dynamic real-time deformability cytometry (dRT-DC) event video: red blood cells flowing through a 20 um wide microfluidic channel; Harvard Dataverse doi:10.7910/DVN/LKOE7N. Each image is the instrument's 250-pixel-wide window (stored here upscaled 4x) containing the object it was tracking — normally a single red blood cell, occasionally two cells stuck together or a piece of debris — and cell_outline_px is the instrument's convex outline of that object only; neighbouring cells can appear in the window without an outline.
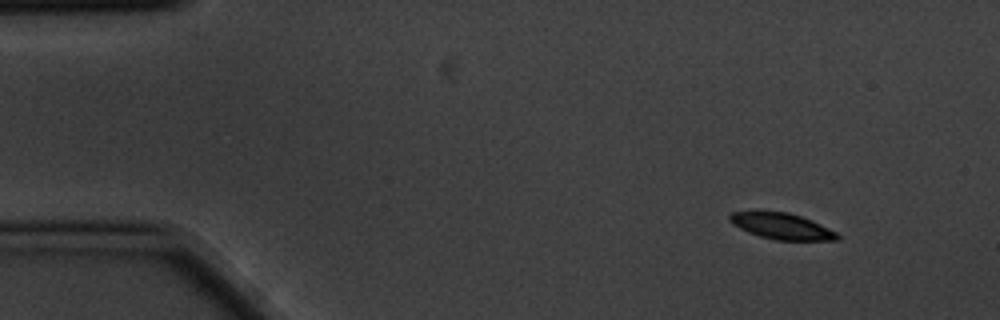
{"species": "common noctule bat (a hibernating species)", "species_latin": "Nyctalus noctula", "temperature_condition": "cold", "stored_images_in_passage": 4, "camera_frame_rate_fps": 3000, "um_per_image_px": 0.085, "animal": {"sex": "male", "body_mass_g": 20.1, "forearm_length_mm": 53.5}, "frame": {"image": 1, "passage_image": 1, "time_ms": 0.0, "image_size_px": [1000, 320], "cell_outline_px": [[840, 240], [776, 240], [760, 236], [748, 232], [732, 224], [728, 220], [728, 216], [732, 212], [756, 208], [788, 212], [812, 220], [836, 232], [840, 236]], "centroid_in_image_um": [66.36, 19.17], "position_along_channel_um": 18.6, "area_um2": 16.99}}
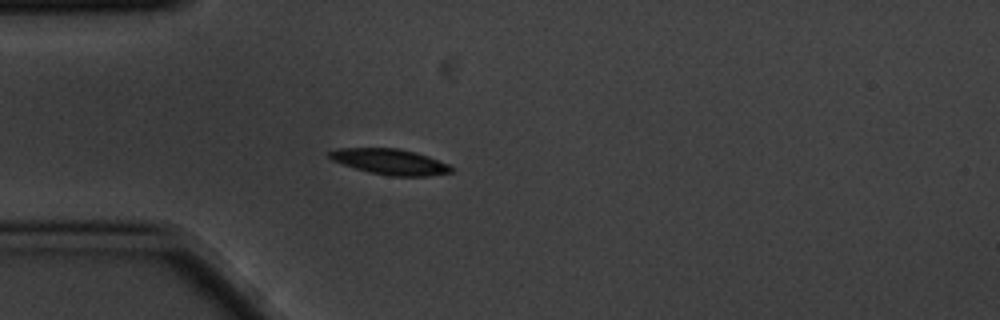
{"frame": {"image": 2, "passage_image": 4, "time_ms": 1.0, "image_size_px": [1000, 320], "cell_outline_px": [[452, 172], [428, 176], [388, 176], [368, 172], [332, 160], [328, 156], [328, 152], [336, 148], [400, 148], [416, 152], [428, 156], [448, 164], [452, 168]], "centroid_in_image_um": [33.15, 13.74], "position_along_channel_um": 51.9, "area_um2": 18.21}}